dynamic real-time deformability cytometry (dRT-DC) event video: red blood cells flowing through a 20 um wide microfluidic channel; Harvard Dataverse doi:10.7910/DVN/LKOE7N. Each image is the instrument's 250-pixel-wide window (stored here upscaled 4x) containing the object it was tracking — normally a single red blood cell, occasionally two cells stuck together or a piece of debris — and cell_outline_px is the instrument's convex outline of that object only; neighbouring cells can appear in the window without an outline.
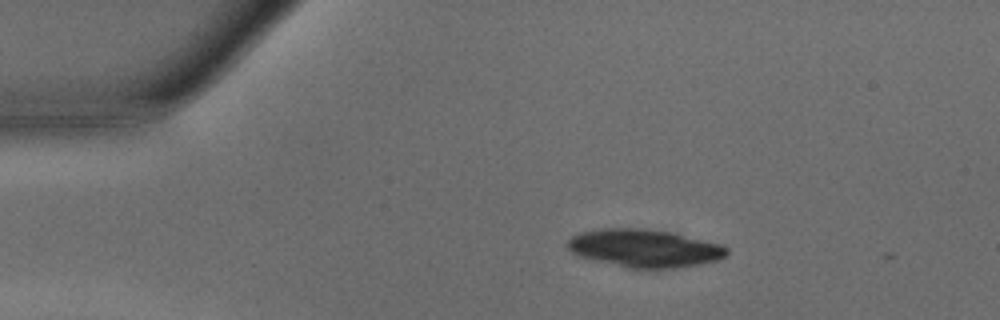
{"species": "common noctule bat (a hibernating species)", "species_latin": "Nyctalus noctula", "temperature_condition": "warm", "stored_images_in_passage": 4, "camera_frame_rate_fps": 3000, "um_per_image_px": 0.085, "animal": {"sex": "male", "body_mass_g": 15.6}, "frame": {"image": 1, "passage_image": 1, "time_ms": 0.0, "image_size_px": [1000, 320], "cell_outline_px": [[728, 252], [720, 260], [700, 264], [676, 268], [628, 268], [580, 256], [572, 252], [564, 244], [572, 236], [580, 232], [596, 228], [648, 228], [672, 232], [724, 244], [728, 248]], "centroid_in_image_um": [54.8, 21.08], "position_along_channel_um": 30.2, "area_um2": 35.55}}